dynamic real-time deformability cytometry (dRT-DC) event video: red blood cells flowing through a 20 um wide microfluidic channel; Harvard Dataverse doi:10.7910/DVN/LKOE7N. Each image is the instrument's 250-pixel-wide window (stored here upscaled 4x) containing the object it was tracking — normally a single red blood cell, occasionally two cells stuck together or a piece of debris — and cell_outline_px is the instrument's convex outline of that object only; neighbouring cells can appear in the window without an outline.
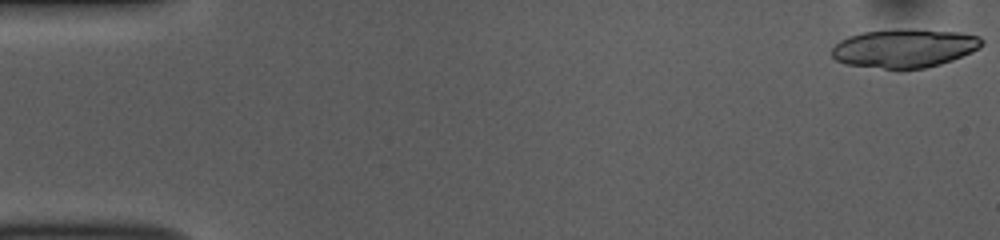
{"species": "common noctule bat (a hibernating species)", "species_latin": "Nyctalus noctula", "temperature_condition": "room temperature", "stored_images_in_passage": 18, "camera_frame_rate_fps": 3000, "um_per_image_px": 0.085, "animal": {"sex": "female", "body_mass_g": 10.0, "forearm_length_mm": 53.1}, "frame": {"image": 1, "passage_image": 1, "time_ms": 0.0, "image_size_px": [1000, 240], "cell_outline_px": [[984, 44], [980, 48], [972, 52], [952, 60], [940, 64], [924, 68], [884, 68], [844, 64], [836, 60], [832, 56], [832, 48], [840, 40], [848, 36], [864, 32], [896, 28], [908, 28], [956, 32], [980, 36], [984, 40]], "centroid_in_image_um": [76.89, 4.08], "position_along_channel_um": 8.1, "area_um2": 33.87}}